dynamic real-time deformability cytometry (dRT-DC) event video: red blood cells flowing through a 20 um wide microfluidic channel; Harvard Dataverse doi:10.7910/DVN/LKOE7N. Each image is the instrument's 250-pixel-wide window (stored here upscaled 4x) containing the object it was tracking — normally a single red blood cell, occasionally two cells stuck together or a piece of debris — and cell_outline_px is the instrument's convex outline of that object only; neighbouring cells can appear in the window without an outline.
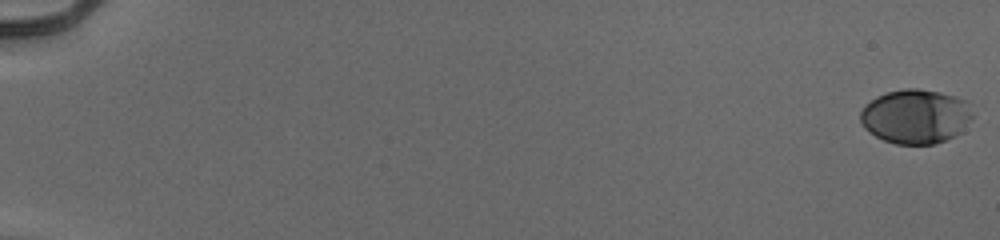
{"species": "human", "species_latin": "Homo sapiens", "temperature_condition": "cold", "stored_images_in_passage": 56, "camera_frame_rate_fps": 3000, "um_per_image_px": 0.085, "donor": {"sex": "male"}, "frame": {"image": 1, "passage_image": 1, "time_ms": 0.0, "image_size_px": [1000, 240], "cell_outline_px": [[976, 116], [964, 132], [956, 136], [936, 144], [896, 144], [884, 140], [868, 132], [864, 128], [860, 120], [860, 112], [864, 104], [876, 96], [888, 92], [904, 88], [916, 88], [940, 92], [956, 96], [964, 100]], "centroid_in_image_um": [77.87, 9.9], "position_along_channel_um": 7.1, "area_um2": 36.24}}
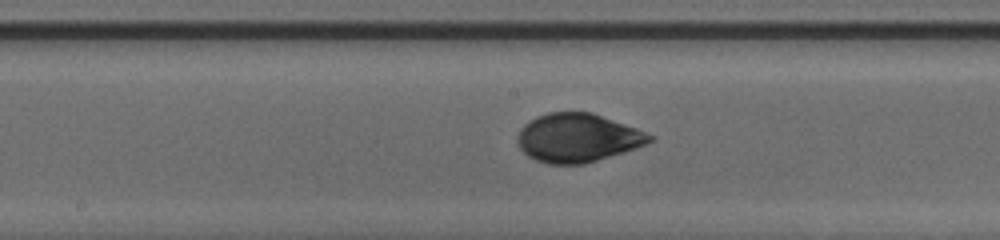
{"frame": {"image": 2, "passage_image": 32, "time_ms": 10.333, "image_size_px": [1000, 240], "cell_outline_px": [[656, 140], [636, 148], [624, 152], [584, 164], [548, 164], [536, 160], [528, 156], [520, 148], [516, 140], [516, 136], [520, 128], [524, 124], [536, 116], [548, 112], [592, 112], [636, 128], [656, 136]], "centroid_in_image_um": [49.1, 11.71], "position_along_channel_um": 199.1, "area_um2": 37.69}}
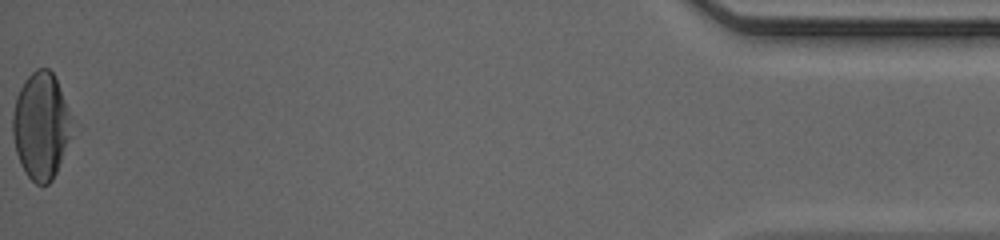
{"frame": {"image": 3, "passage_image": 56, "time_ms": 18.333, "image_size_px": [1000, 240], "cell_outline_px": [[80, 132], [52, 180], [48, 184], [36, 184], [24, 172], [20, 164], [16, 152], [12, 136], [12, 116], [16, 96], [24, 80], [36, 68], [48, 68], [52, 72], [56, 80]], "centroid_in_image_um": [3.59, 10.75], "position_along_channel_um": 431.6, "area_um2": 38.73}, "authors_computed_cell_mechanics": {"area_um2": 36.0672, "velocity_mm_per_s": 3.9404, "shape_relaxation_time_tau1_ms": 5.6253, "shape_relaxation_time_tau2_ms": 0.7474, "deformation_change_tau1": 0.1902, "deformation_change_tau2": 0.0431}}